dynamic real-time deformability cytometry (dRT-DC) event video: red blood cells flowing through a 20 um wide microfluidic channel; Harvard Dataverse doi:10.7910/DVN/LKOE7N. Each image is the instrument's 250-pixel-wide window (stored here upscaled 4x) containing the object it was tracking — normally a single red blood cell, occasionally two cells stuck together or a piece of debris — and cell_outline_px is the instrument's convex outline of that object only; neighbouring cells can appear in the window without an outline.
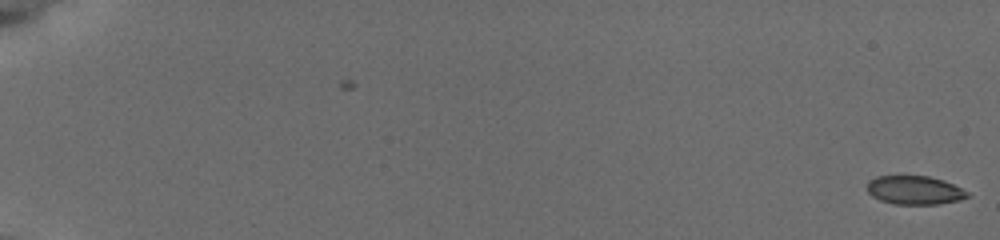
{"species": "common noctule bat (a hibernating species)", "species_latin": "Nyctalus noctula", "temperature_condition": "cold", "stored_images_in_passage": 39, "camera_frame_rate_fps": 3000, "um_per_image_px": 0.085, "animal": {"sex": "female", "body_mass_g": 19.5, "forearm_length_mm": 54.1}, "frame": {"image": 1, "passage_image": 1, "time_ms": 0.0, "image_size_px": [1000, 240], "cell_outline_px": [[972, 196], [960, 200], [940, 204], [892, 204], [880, 200], [872, 196], [868, 192], [868, 180], [876, 176], [928, 176], [944, 180], [968, 192]], "centroid_in_image_um": [77.75, 16.17], "position_along_channel_um": 7.2, "area_um2": 16.82}}